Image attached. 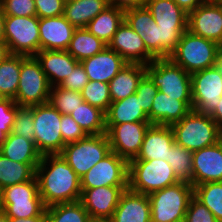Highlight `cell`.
<instances>
[{"label": "cell", "mask_w": 222, "mask_h": 222, "mask_svg": "<svg viewBox=\"0 0 222 222\" xmlns=\"http://www.w3.org/2000/svg\"><path fill=\"white\" fill-rule=\"evenodd\" d=\"M4 42L10 54L35 56L40 51L39 17L5 16Z\"/></svg>", "instance_id": "cell-11"}, {"label": "cell", "mask_w": 222, "mask_h": 222, "mask_svg": "<svg viewBox=\"0 0 222 222\" xmlns=\"http://www.w3.org/2000/svg\"><path fill=\"white\" fill-rule=\"evenodd\" d=\"M10 55L7 44L4 41H0V63Z\"/></svg>", "instance_id": "cell-55"}, {"label": "cell", "mask_w": 222, "mask_h": 222, "mask_svg": "<svg viewBox=\"0 0 222 222\" xmlns=\"http://www.w3.org/2000/svg\"><path fill=\"white\" fill-rule=\"evenodd\" d=\"M144 5L160 28L188 29V14L173 0H145Z\"/></svg>", "instance_id": "cell-26"}, {"label": "cell", "mask_w": 222, "mask_h": 222, "mask_svg": "<svg viewBox=\"0 0 222 222\" xmlns=\"http://www.w3.org/2000/svg\"><path fill=\"white\" fill-rule=\"evenodd\" d=\"M81 189L102 186H128V162L110 152L81 178Z\"/></svg>", "instance_id": "cell-14"}, {"label": "cell", "mask_w": 222, "mask_h": 222, "mask_svg": "<svg viewBox=\"0 0 222 222\" xmlns=\"http://www.w3.org/2000/svg\"><path fill=\"white\" fill-rule=\"evenodd\" d=\"M89 82L84 66L79 62L69 75L63 80L59 87L81 92Z\"/></svg>", "instance_id": "cell-48"}, {"label": "cell", "mask_w": 222, "mask_h": 222, "mask_svg": "<svg viewBox=\"0 0 222 222\" xmlns=\"http://www.w3.org/2000/svg\"><path fill=\"white\" fill-rule=\"evenodd\" d=\"M60 126V132L65 144L76 142L87 136L79 124L68 114H61Z\"/></svg>", "instance_id": "cell-47"}, {"label": "cell", "mask_w": 222, "mask_h": 222, "mask_svg": "<svg viewBox=\"0 0 222 222\" xmlns=\"http://www.w3.org/2000/svg\"><path fill=\"white\" fill-rule=\"evenodd\" d=\"M110 152V141L104 133L87 135L83 139L66 144L60 155L81 178Z\"/></svg>", "instance_id": "cell-9"}, {"label": "cell", "mask_w": 222, "mask_h": 222, "mask_svg": "<svg viewBox=\"0 0 222 222\" xmlns=\"http://www.w3.org/2000/svg\"><path fill=\"white\" fill-rule=\"evenodd\" d=\"M217 143L220 145L222 149V129L219 130Z\"/></svg>", "instance_id": "cell-59"}, {"label": "cell", "mask_w": 222, "mask_h": 222, "mask_svg": "<svg viewBox=\"0 0 222 222\" xmlns=\"http://www.w3.org/2000/svg\"><path fill=\"white\" fill-rule=\"evenodd\" d=\"M127 63L148 65L155 58L147 51L143 39L124 20L107 45Z\"/></svg>", "instance_id": "cell-16"}, {"label": "cell", "mask_w": 222, "mask_h": 222, "mask_svg": "<svg viewBox=\"0 0 222 222\" xmlns=\"http://www.w3.org/2000/svg\"><path fill=\"white\" fill-rule=\"evenodd\" d=\"M209 115L216 122L219 129H222V97L218 101L216 108Z\"/></svg>", "instance_id": "cell-52"}, {"label": "cell", "mask_w": 222, "mask_h": 222, "mask_svg": "<svg viewBox=\"0 0 222 222\" xmlns=\"http://www.w3.org/2000/svg\"><path fill=\"white\" fill-rule=\"evenodd\" d=\"M60 121L61 113L49 102L33 106L34 143L42 156L60 154L66 145Z\"/></svg>", "instance_id": "cell-8"}, {"label": "cell", "mask_w": 222, "mask_h": 222, "mask_svg": "<svg viewBox=\"0 0 222 222\" xmlns=\"http://www.w3.org/2000/svg\"><path fill=\"white\" fill-rule=\"evenodd\" d=\"M108 6L127 11L136 7L144 6L145 0H106Z\"/></svg>", "instance_id": "cell-50"}, {"label": "cell", "mask_w": 222, "mask_h": 222, "mask_svg": "<svg viewBox=\"0 0 222 222\" xmlns=\"http://www.w3.org/2000/svg\"><path fill=\"white\" fill-rule=\"evenodd\" d=\"M184 219L186 222H219L214 214L194 196L190 199Z\"/></svg>", "instance_id": "cell-46"}, {"label": "cell", "mask_w": 222, "mask_h": 222, "mask_svg": "<svg viewBox=\"0 0 222 222\" xmlns=\"http://www.w3.org/2000/svg\"><path fill=\"white\" fill-rule=\"evenodd\" d=\"M217 42L186 30L170 59L189 74L214 66L215 55L221 49Z\"/></svg>", "instance_id": "cell-5"}, {"label": "cell", "mask_w": 222, "mask_h": 222, "mask_svg": "<svg viewBox=\"0 0 222 222\" xmlns=\"http://www.w3.org/2000/svg\"><path fill=\"white\" fill-rule=\"evenodd\" d=\"M193 187L222 181V149L218 143L192 153Z\"/></svg>", "instance_id": "cell-19"}, {"label": "cell", "mask_w": 222, "mask_h": 222, "mask_svg": "<svg viewBox=\"0 0 222 222\" xmlns=\"http://www.w3.org/2000/svg\"><path fill=\"white\" fill-rule=\"evenodd\" d=\"M89 81L109 83L127 62L106 46L98 54L81 61Z\"/></svg>", "instance_id": "cell-23"}, {"label": "cell", "mask_w": 222, "mask_h": 222, "mask_svg": "<svg viewBox=\"0 0 222 222\" xmlns=\"http://www.w3.org/2000/svg\"><path fill=\"white\" fill-rule=\"evenodd\" d=\"M151 204L148 195L125 190L119 199L110 222H151Z\"/></svg>", "instance_id": "cell-22"}, {"label": "cell", "mask_w": 222, "mask_h": 222, "mask_svg": "<svg viewBox=\"0 0 222 222\" xmlns=\"http://www.w3.org/2000/svg\"><path fill=\"white\" fill-rule=\"evenodd\" d=\"M51 85L35 56H27L21 63L16 97L19 106H36L48 103Z\"/></svg>", "instance_id": "cell-10"}, {"label": "cell", "mask_w": 222, "mask_h": 222, "mask_svg": "<svg viewBox=\"0 0 222 222\" xmlns=\"http://www.w3.org/2000/svg\"><path fill=\"white\" fill-rule=\"evenodd\" d=\"M192 153V151L175 143L170 149L167 162L179 181L188 182L193 186Z\"/></svg>", "instance_id": "cell-38"}, {"label": "cell", "mask_w": 222, "mask_h": 222, "mask_svg": "<svg viewBox=\"0 0 222 222\" xmlns=\"http://www.w3.org/2000/svg\"><path fill=\"white\" fill-rule=\"evenodd\" d=\"M173 1L187 14H189L206 0H173Z\"/></svg>", "instance_id": "cell-51"}, {"label": "cell", "mask_w": 222, "mask_h": 222, "mask_svg": "<svg viewBox=\"0 0 222 222\" xmlns=\"http://www.w3.org/2000/svg\"><path fill=\"white\" fill-rule=\"evenodd\" d=\"M158 92L157 86L153 83L150 77L145 74L136 90L137 98H139V102L141 103V107L143 111L148 115L149 122H150V111L152 108L153 100L155 95Z\"/></svg>", "instance_id": "cell-44"}, {"label": "cell", "mask_w": 222, "mask_h": 222, "mask_svg": "<svg viewBox=\"0 0 222 222\" xmlns=\"http://www.w3.org/2000/svg\"><path fill=\"white\" fill-rule=\"evenodd\" d=\"M123 21L124 11L108 6L92 19L85 28L108 45Z\"/></svg>", "instance_id": "cell-31"}, {"label": "cell", "mask_w": 222, "mask_h": 222, "mask_svg": "<svg viewBox=\"0 0 222 222\" xmlns=\"http://www.w3.org/2000/svg\"><path fill=\"white\" fill-rule=\"evenodd\" d=\"M192 109L209 115L222 97V76L215 66L191 74Z\"/></svg>", "instance_id": "cell-12"}, {"label": "cell", "mask_w": 222, "mask_h": 222, "mask_svg": "<svg viewBox=\"0 0 222 222\" xmlns=\"http://www.w3.org/2000/svg\"><path fill=\"white\" fill-rule=\"evenodd\" d=\"M0 222H9V218L3 211L0 212Z\"/></svg>", "instance_id": "cell-58"}, {"label": "cell", "mask_w": 222, "mask_h": 222, "mask_svg": "<svg viewBox=\"0 0 222 222\" xmlns=\"http://www.w3.org/2000/svg\"><path fill=\"white\" fill-rule=\"evenodd\" d=\"M215 68L219 71L222 76V47L215 55Z\"/></svg>", "instance_id": "cell-54"}, {"label": "cell", "mask_w": 222, "mask_h": 222, "mask_svg": "<svg viewBox=\"0 0 222 222\" xmlns=\"http://www.w3.org/2000/svg\"><path fill=\"white\" fill-rule=\"evenodd\" d=\"M4 16H37L34 0H0Z\"/></svg>", "instance_id": "cell-43"}, {"label": "cell", "mask_w": 222, "mask_h": 222, "mask_svg": "<svg viewBox=\"0 0 222 222\" xmlns=\"http://www.w3.org/2000/svg\"><path fill=\"white\" fill-rule=\"evenodd\" d=\"M105 125L111 151L129 162L137 157L145 133L152 124L150 122H125Z\"/></svg>", "instance_id": "cell-13"}, {"label": "cell", "mask_w": 222, "mask_h": 222, "mask_svg": "<svg viewBox=\"0 0 222 222\" xmlns=\"http://www.w3.org/2000/svg\"><path fill=\"white\" fill-rule=\"evenodd\" d=\"M166 160H131L128 162V189L141 194H150L178 183Z\"/></svg>", "instance_id": "cell-2"}, {"label": "cell", "mask_w": 222, "mask_h": 222, "mask_svg": "<svg viewBox=\"0 0 222 222\" xmlns=\"http://www.w3.org/2000/svg\"><path fill=\"white\" fill-rule=\"evenodd\" d=\"M128 186H102L81 189L80 202L91 218L109 220L118 205L121 194Z\"/></svg>", "instance_id": "cell-17"}, {"label": "cell", "mask_w": 222, "mask_h": 222, "mask_svg": "<svg viewBox=\"0 0 222 222\" xmlns=\"http://www.w3.org/2000/svg\"><path fill=\"white\" fill-rule=\"evenodd\" d=\"M16 110L17 104L11 98H5L0 103V145L4 143L7 135L11 133Z\"/></svg>", "instance_id": "cell-42"}, {"label": "cell", "mask_w": 222, "mask_h": 222, "mask_svg": "<svg viewBox=\"0 0 222 222\" xmlns=\"http://www.w3.org/2000/svg\"><path fill=\"white\" fill-rule=\"evenodd\" d=\"M193 196L222 222V181L207 182L193 187Z\"/></svg>", "instance_id": "cell-37"}, {"label": "cell", "mask_w": 222, "mask_h": 222, "mask_svg": "<svg viewBox=\"0 0 222 222\" xmlns=\"http://www.w3.org/2000/svg\"><path fill=\"white\" fill-rule=\"evenodd\" d=\"M145 71L159 92L182 100L192 110L191 74L170 58L153 60L145 65Z\"/></svg>", "instance_id": "cell-3"}, {"label": "cell", "mask_w": 222, "mask_h": 222, "mask_svg": "<svg viewBox=\"0 0 222 222\" xmlns=\"http://www.w3.org/2000/svg\"><path fill=\"white\" fill-rule=\"evenodd\" d=\"M36 178L46 207L80 201V177L60 154L43 155L36 167Z\"/></svg>", "instance_id": "cell-1"}, {"label": "cell", "mask_w": 222, "mask_h": 222, "mask_svg": "<svg viewBox=\"0 0 222 222\" xmlns=\"http://www.w3.org/2000/svg\"><path fill=\"white\" fill-rule=\"evenodd\" d=\"M124 20L143 39L147 51L155 59H160L159 26L147 7L144 5L124 11Z\"/></svg>", "instance_id": "cell-18"}, {"label": "cell", "mask_w": 222, "mask_h": 222, "mask_svg": "<svg viewBox=\"0 0 222 222\" xmlns=\"http://www.w3.org/2000/svg\"><path fill=\"white\" fill-rule=\"evenodd\" d=\"M188 29H165L160 28V59L169 58L175 51L182 34Z\"/></svg>", "instance_id": "cell-45"}, {"label": "cell", "mask_w": 222, "mask_h": 222, "mask_svg": "<svg viewBox=\"0 0 222 222\" xmlns=\"http://www.w3.org/2000/svg\"><path fill=\"white\" fill-rule=\"evenodd\" d=\"M39 18L57 17L64 14V0H34Z\"/></svg>", "instance_id": "cell-49"}, {"label": "cell", "mask_w": 222, "mask_h": 222, "mask_svg": "<svg viewBox=\"0 0 222 222\" xmlns=\"http://www.w3.org/2000/svg\"><path fill=\"white\" fill-rule=\"evenodd\" d=\"M4 14L0 2V41H4Z\"/></svg>", "instance_id": "cell-56"}, {"label": "cell", "mask_w": 222, "mask_h": 222, "mask_svg": "<svg viewBox=\"0 0 222 222\" xmlns=\"http://www.w3.org/2000/svg\"><path fill=\"white\" fill-rule=\"evenodd\" d=\"M9 222H46V216H35L30 218H9Z\"/></svg>", "instance_id": "cell-53"}, {"label": "cell", "mask_w": 222, "mask_h": 222, "mask_svg": "<svg viewBox=\"0 0 222 222\" xmlns=\"http://www.w3.org/2000/svg\"><path fill=\"white\" fill-rule=\"evenodd\" d=\"M3 209H2V199H1V190H0V212H2Z\"/></svg>", "instance_id": "cell-61"}, {"label": "cell", "mask_w": 222, "mask_h": 222, "mask_svg": "<svg viewBox=\"0 0 222 222\" xmlns=\"http://www.w3.org/2000/svg\"><path fill=\"white\" fill-rule=\"evenodd\" d=\"M5 98H6V97L0 93V103H1Z\"/></svg>", "instance_id": "cell-62"}, {"label": "cell", "mask_w": 222, "mask_h": 222, "mask_svg": "<svg viewBox=\"0 0 222 222\" xmlns=\"http://www.w3.org/2000/svg\"><path fill=\"white\" fill-rule=\"evenodd\" d=\"M87 135H101L107 133L105 112L100 108L83 102L69 114Z\"/></svg>", "instance_id": "cell-34"}, {"label": "cell", "mask_w": 222, "mask_h": 222, "mask_svg": "<svg viewBox=\"0 0 222 222\" xmlns=\"http://www.w3.org/2000/svg\"><path fill=\"white\" fill-rule=\"evenodd\" d=\"M190 111L191 109L182 100H177L158 91L150 111V123L171 126Z\"/></svg>", "instance_id": "cell-25"}, {"label": "cell", "mask_w": 222, "mask_h": 222, "mask_svg": "<svg viewBox=\"0 0 222 222\" xmlns=\"http://www.w3.org/2000/svg\"><path fill=\"white\" fill-rule=\"evenodd\" d=\"M106 46L105 42L91 34L86 28H76L66 51L81 62L98 54Z\"/></svg>", "instance_id": "cell-33"}, {"label": "cell", "mask_w": 222, "mask_h": 222, "mask_svg": "<svg viewBox=\"0 0 222 222\" xmlns=\"http://www.w3.org/2000/svg\"><path fill=\"white\" fill-rule=\"evenodd\" d=\"M106 7V0H72L65 2L63 15L74 27L85 28Z\"/></svg>", "instance_id": "cell-30"}, {"label": "cell", "mask_w": 222, "mask_h": 222, "mask_svg": "<svg viewBox=\"0 0 222 222\" xmlns=\"http://www.w3.org/2000/svg\"><path fill=\"white\" fill-rule=\"evenodd\" d=\"M26 57L10 54L0 63V93L6 98L16 97L21 63Z\"/></svg>", "instance_id": "cell-35"}, {"label": "cell", "mask_w": 222, "mask_h": 222, "mask_svg": "<svg viewBox=\"0 0 222 222\" xmlns=\"http://www.w3.org/2000/svg\"><path fill=\"white\" fill-rule=\"evenodd\" d=\"M175 222H186L185 219H181L179 221H175Z\"/></svg>", "instance_id": "cell-63"}, {"label": "cell", "mask_w": 222, "mask_h": 222, "mask_svg": "<svg viewBox=\"0 0 222 222\" xmlns=\"http://www.w3.org/2000/svg\"><path fill=\"white\" fill-rule=\"evenodd\" d=\"M136 93L119 101H112L105 112V124H122L125 122H149L148 115L140 106Z\"/></svg>", "instance_id": "cell-28"}, {"label": "cell", "mask_w": 222, "mask_h": 222, "mask_svg": "<svg viewBox=\"0 0 222 222\" xmlns=\"http://www.w3.org/2000/svg\"><path fill=\"white\" fill-rule=\"evenodd\" d=\"M39 164H27L12 161L0 153V190L3 188L33 180Z\"/></svg>", "instance_id": "cell-32"}, {"label": "cell", "mask_w": 222, "mask_h": 222, "mask_svg": "<svg viewBox=\"0 0 222 222\" xmlns=\"http://www.w3.org/2000/svg\"><path fill=\"white\" fill-rule=\"evenodd\" d=\"M175 144L171 126L151 125L145 133L137 157L133 160H169L170 149Z\"/></svg>", "instance_id": "cell-21"}, {"label": "cell", "mask_w": 222, "mask_h": 222, "mask_svg": "<svg viewBox=\"0 0 222 222\" xmlns=\"http://www.w3.org/2000/svg\"><path fill=\"white\" fill-rule=\"evenodd\" d=\"M86 222H110L107 219H103V218H89Z\"/></svg>", "instance_id": "cell-57"}, {"label": "cell", "mask_w": 222, "mask_h": 222, "mask_svg": "<svg viewBox=\"0 0 222 222\" xmlns=\"http://www.w3.org/2000/svg\"><path fill=\"white\" fill-rule=\"evenodd\" d=\"M1 199L3 212L8 218L45 216L46 206L39 194L36 177L33 180L3 188Z\"/></svg>", "instance_id": "cell-7"}, {"label": "cell", "mask_w": 222, "mask_h": 222, "mask_svg": "<svg viewBox=\"0 0 222 222\" xmlns=\"http://www.w3.org/2000/svg\"><path fill=\"white\" fill-rule=\"evenodd\" d=\"M48 102L62 115H69L84 102V99L80 92L54 86L51 87Z\"/></svg>", "instance_id": "cell-39"}, {"label": "cell", "mask_w": 222, "mask_h": 222, "mask_svg": "<svg viewBox=\"0 0 222 222\" xmlns=\"http://www.w3.org/2000/svg\"><path fill=\"white\" fill-rule=\"evenodd\" d=\"M76 27L64 15L39 18L41 50H67Z\"/></svg>", "instance_id": "cell-20"}, {"label": "cell", "mask_w": 222, "mask_h": 222, "mask_svg": "<svg viewBox=\"0 0 222 222\" xmlns=\"http://www.w3.org/2000/svg\"><path fill=\"white\" fill-rule=\"evenodd\" d=\"M46 222H86L90 217L80 201L46 207Z\"/></svg>", "instance_id": "cell-36"}, {"label": "cell", "mask_w": 222, "mask_h": 222, "mask_svg": "<svg viewBox=\"0 0 222 222\" xmlns=\"http://www.w3.org/2000/svg\"><path fill=\"white\" fill-rule=\"evenodd\" d=\"M171 128L175 143L192 152L216 144L220 130L210 115L193 109Z\"/></svg>", "instance_id": "cell-4"}, {"label": "cell", "mask_w": 222, "mask_h": 222, "mask_svg": "<svg viewBox=\"0 0 222 222\" xmlns=\"http://www.w3.org/2000/svg\"><path fill=\"white\" fill-rule=\"evenodd\" d=\"M33 106H19L15 114L11 133L34 142Z\"/></svg>", "instance_id": "cell-41"}, {"label": "cell", "mask_w": 222, "mask_h": 222, "mask_svg": "<svg viewBox=\"0 0 222 222\" xmlns=\"http://www.w3.org/2000/svg\"><path fill=\"white\" fill-rule=\"evenodd\" d=\"M0 153L12 161L27 164H39L42 157L33 141L12 133L0 145Z\"/></svg>", "instance_id": "cell-29"}, {"label": "cell", "mask_w": 222, "mask_h": 222, "mask_svg": "<svg viewBox=\"0 0 222 222\" xmlns=\"http://www.w3.org/2000/svg\"><path fill=\"white\" fill-rule=\"evenodd\" d=\"M84 102L100 108L106 112L112 103L109 91V83L89 81L80 92Z\"/></svg>", "instance_id": "cell-40"}, {"label": "cell", "mask_w": 222, "mask_h": 222, "mask_svg": "<svg viewBox=\"0 0 222 222\" xmlns=\"http://www.w3.org/2000/svg\"><path fill=\"white\" fill-rule=\"evenodd\" d=\"M188 30L222 46V6L211 0L204 1L188 14Z\"/></svg>", "instance_id": "cell-15"}, {"label": "cell", "mask_w": 222, "mask_h": 222, "mask_svg": "<svg viewBox=\"0 0 222 222\" xmlns=\"http://www.w3.org/2000/svg\"><path fill=\"white\" fill-rule=\"evenodd\" d=\"M51 87L59 86L79 63L66 50H41L35 55Z\"/></svg>", "instance_id": "cell-24"}, {"label": "cell", "mask_w": 222, "mask_h": 222, "mask_svg": "<svg viewBox=\"0 0 222 222\" xmlns=\"http://www.w3.org/2000/svg\"><path fill=\"white\" fill-rule=\"evenodd\" d=\"M146 74L145 65L127 63L109 82V91L112 101H119L134 94L139 82Z\"/></svg>", "instance_id": "cell-27"}, {"label": "cell", "mask_w": 222, "mask_h": 222, "mask_svg": "<svg viewBox=\"0 0 222 222\" xmlns=\"http://www.w3.org/2000/svg\"><path fill=\"white\" fill-rule=\"evenodd\" d=\"M213 3L218 4L219 6H222V0H211Z\"/></svg>", "instance_id": "cell-60"}, {"label": "cell", "mask_w": 222, "mask_h": 222, "mask_svg": "<svg viewBox=\"0 0 222 222\" xmlns=\"http://www.w3.org/2000/svg\"><path fill=\"white\" fill-rule=\"evenodd\" d=\"M151 222H175L185 218L193 186L184 181L148 194Z\"/></svg>", "instance_id": "cell-6"}]
</instances>
